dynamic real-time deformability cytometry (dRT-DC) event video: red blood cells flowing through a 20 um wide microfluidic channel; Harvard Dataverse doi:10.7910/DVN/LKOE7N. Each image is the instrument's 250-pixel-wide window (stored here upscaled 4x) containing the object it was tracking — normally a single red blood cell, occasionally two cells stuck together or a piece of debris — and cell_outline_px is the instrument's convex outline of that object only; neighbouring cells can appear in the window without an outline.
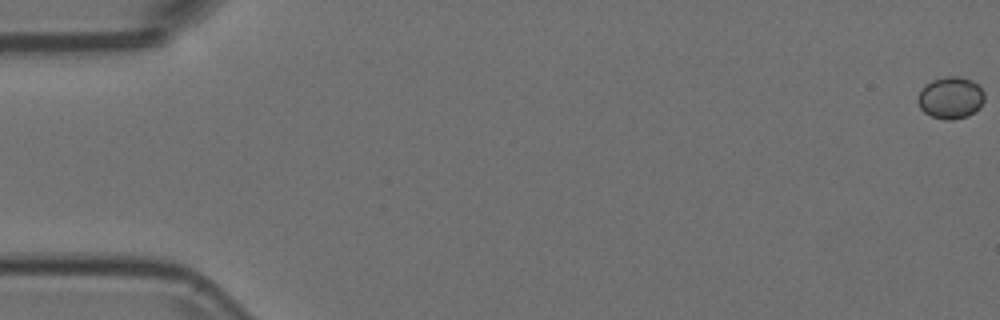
{"species": "Egyptian fruit bat (a non-hibernating species)", "species_latin": "Rousettus aegyptiacus", "temperature_condition": "room temperature", "stored_images_in_passage": 55, "camera_frame_rate_fps": 3000, "um_per_image_px": 0.085, "animal": {"sex": "female"}, "frame": {"image": 1, "passage_image": 1, "time_ms": 0.0, "image_size_px": [1000, 320], "cell_outline_px": [[984, 100], [980, 108], [968, 116], [952, 120], [944, 120], [932, 116], [924, 112], [920, 108], [916, 100], [920, 92], [932, 80], [944, 76], [960, 76], [972, 80], [984, 92]], "centroid_in_image_um": [80.82, 8.32], "position_along_channel_um": 4.2, "area_um2": 16.3}}
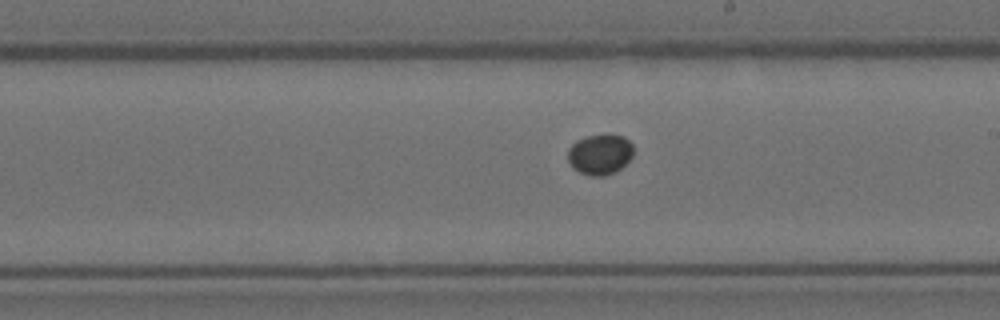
{"frame": {"image": 2, "passage_image": 32, "time_ms": 10.333, "image_size_px": [1000, 320], "cell_outline_px": [[632, 156], [616, 172], [604, 176], [588, 176], [572, 168], [568, 160], [568, 148], [576, 140], [588, 136], [608, 132], [624, 136], [632, 144]], "centroid_in_image_um": [50.98, 13.09], "position_along_channel_um": 238.0, "area_um2": 15.78}}
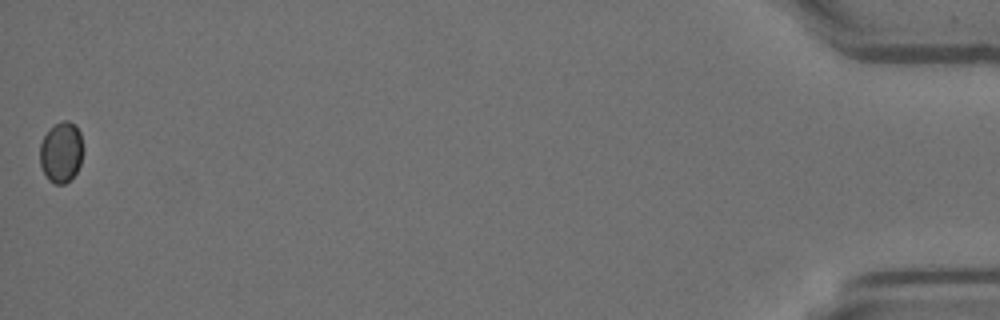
{"frame": {"image": 3, "passage_image": 55, "time_ms": 18.0, "image_size_px": [1000, 320], "cell_outline_px": [[84, 148], [80, 164], [76, 172], [64, 184], [56, 184], [48, 180], [40, 164], [40, 144], [44, 136], [56, 124], [64, 120], [68, 120], [80, 132]], "centroid_in_image_um": [5.21, 12.95], "position_along_channel_um": 430.0, "area_um2": 15.09}}